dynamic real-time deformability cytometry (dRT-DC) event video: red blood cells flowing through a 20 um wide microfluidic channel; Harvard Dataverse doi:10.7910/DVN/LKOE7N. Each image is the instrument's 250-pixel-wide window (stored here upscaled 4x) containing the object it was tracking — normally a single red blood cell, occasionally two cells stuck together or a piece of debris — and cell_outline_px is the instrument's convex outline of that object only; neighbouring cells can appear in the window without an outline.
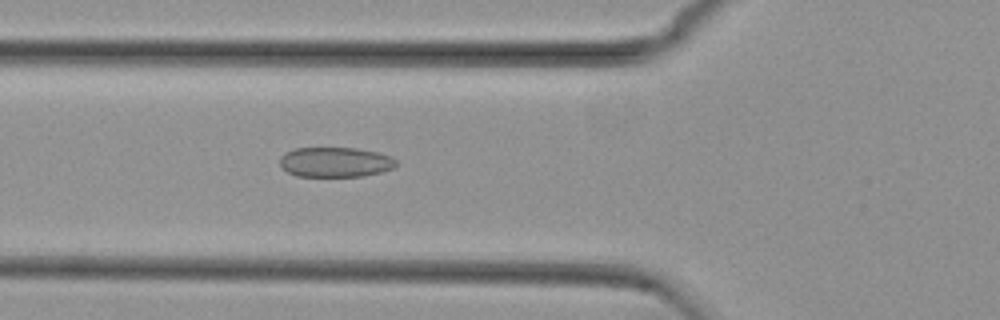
{"species": "common noctule bat (a hibernating species)", "species_latin": "Nyctalus noctula", "temperature_condition": "cold", "stored_images_in_passage": 40, "camera_frame_rate_fps": 3000, "um_per_image_px": 0.085, "animal": {"sex": "female", "body_mass_g": 29.2, "forearm_length_mm": 56.3}, "frame": {"image": 1, "passage_image": 19, "time_ms": 6.0, "image_size_px": [1000, 320], "cell_outline_px": [[396, 164], [392, 168], [380, 172], [364, 176], [296, 176], [288, 172], [280, 164], [280, 156], [284, 152], [296, 148], [356, 148], [380, 152], [392, 156], [396, 160]], "centroid_in_image_um": [28.5, 13.77], "position_along_channel_um": 97.3, "area_um2": 20.35}}
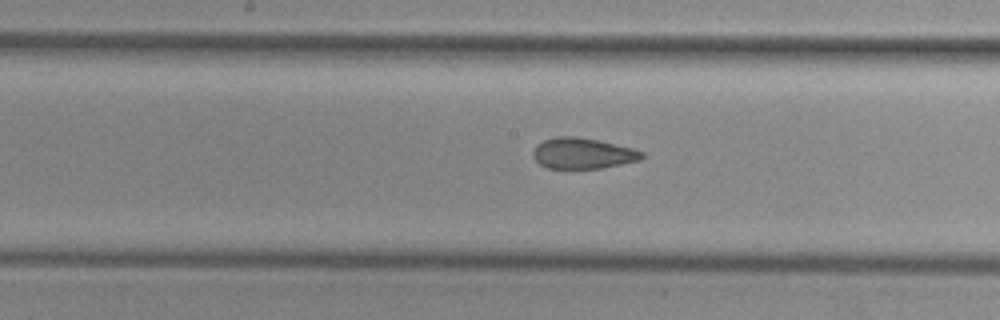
{"frame": {"image": 2, "passage_image": 27, "time_ms": 8.667, "image_size_px": [1000, 320], "cell_outline_px": [[644, 156], [640, 160], [600, 168], [548, 168], [540, 164], [532, 156], [532, 152], [536, 144], [544, 140], [556, 136], [576, 136], [600, 140], [632, 148], [644, 152]], "centroid_in_image_um": [49.51, 13.02], "position_along_channel_um": 198.7, "area_um2": 19.59}}
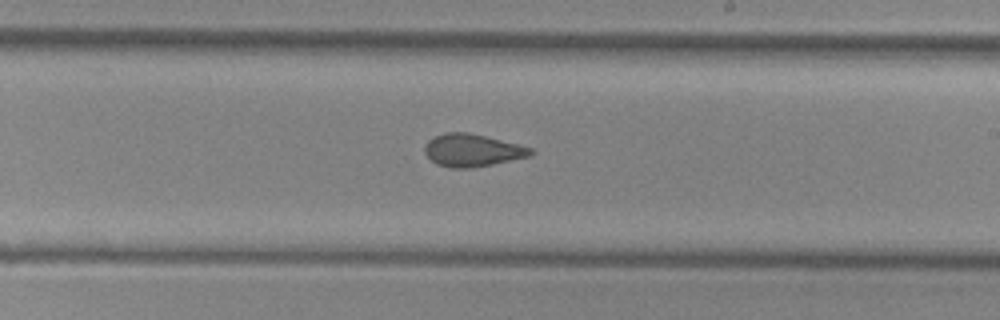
{"frame": {"image": 3, "passage_image": 31, "time_ms": 10.0, "image_size_px": [1000, 320], "cell_outline_px": [[536, 152], [532, 156], [472, 168], [448, 168], [436, 164], [424, 152], [424, 148], [428, 140], [444, 132], [468, 132], [532, 148]], "centroid_in_image_um": [40.14, 12.78], "position_along_channel_um": 248.9, "area_um2": 20.06}}